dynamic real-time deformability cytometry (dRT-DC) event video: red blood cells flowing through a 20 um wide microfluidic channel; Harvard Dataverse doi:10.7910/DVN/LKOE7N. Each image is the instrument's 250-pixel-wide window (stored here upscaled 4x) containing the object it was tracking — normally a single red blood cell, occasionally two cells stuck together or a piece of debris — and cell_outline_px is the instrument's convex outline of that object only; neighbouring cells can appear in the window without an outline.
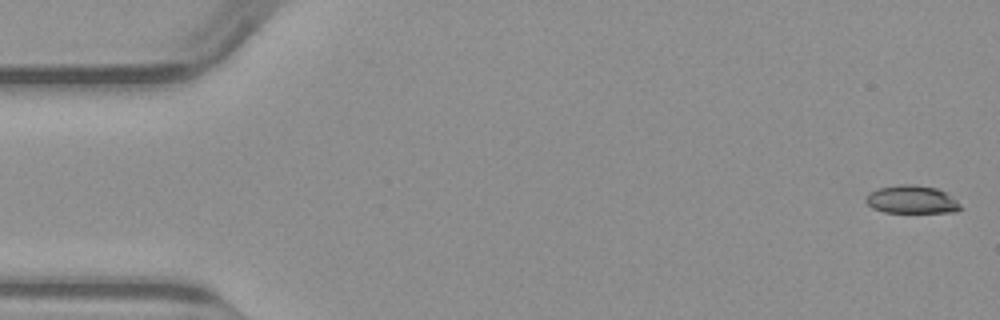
{"species": "common noctule bat (a hibernating species)", "species_latin": "Nyctalus noctula", "temperature_condition": "warm", "stored_images_in_passage": 47, "camera_frame_rate_fps": 3000, "um_per_image_px": 0.085, "animal": {"sex": "male", "body_mass_g": 23.1, "forearm_length_mm": 52.7}, "frame": {"image": 1, "passage_image": 1, "time_ms": 0.0, "image_size_px": [1000, 320], "cell_outline_px": [[964, 208], [956, 212], [884, 212], [872, 208], [864, 200], [868, 192], [876, 188], [900, 184], [916, 184], [936, 188], [944, 192], [956, 200]], "centroid_in_image_um": [77.47, 16.95], "position_along_channel_um": 7.5, "area_um2": 15.61}}
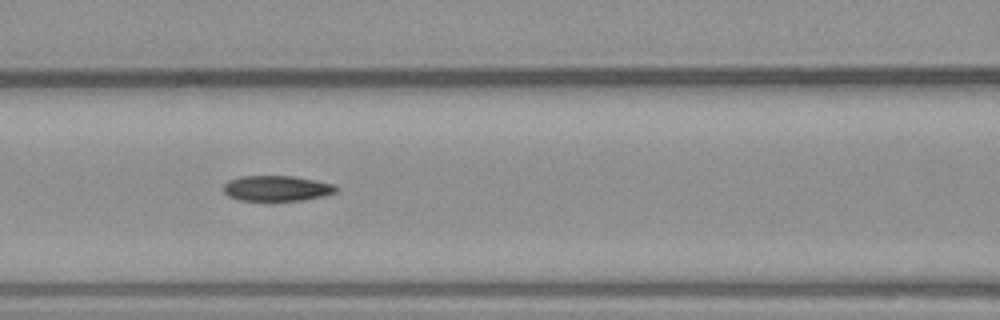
{"frame": {"image": 2, "passage_image": 21, "time_ms": 6.667, "image_size_px": [1000, 320], "cell_outline_px": [[340, 188], [336, 192], [324, 196], [304, 200], [240, 200], [228, 196], [224, 192], [224, 184], [228, 180], [240, 176], [292, 176], [316, 180], [332, 184]], "centroid_in_image_um": [23.54, 16.0], "position_along_channel_um": 143.1, "area_um2": 16.7}}
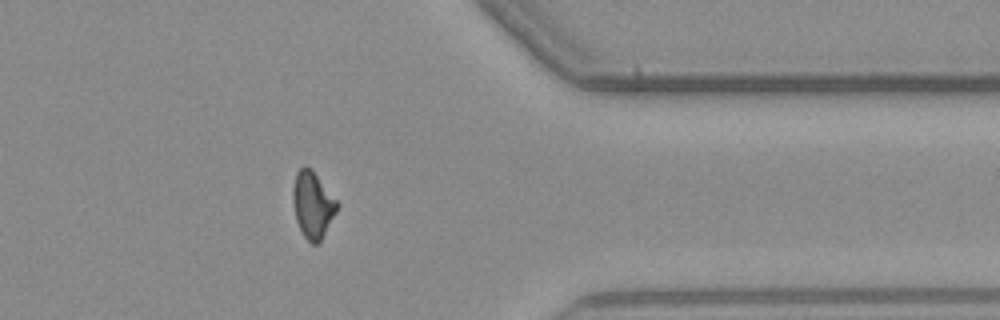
{"frame": {"image": 3, "passage_image": 40, "time_ms": 13.0, "image_size_px": [1000, 320], "cell_outline_px": [[336, 212], [320, 240], [316, 244], [312, 244], [304, 236], [296, 220], [292, 200], [292, 188], [296, 172], [304, 164], [312, 168], [336, 200]], "centroid_in_image_um": [26.53, 17.35], "position_along_channel_um": 384.9, "area_um2": 16.88}}